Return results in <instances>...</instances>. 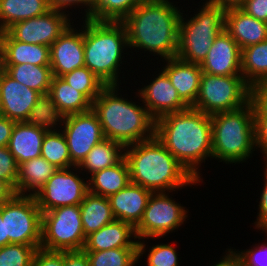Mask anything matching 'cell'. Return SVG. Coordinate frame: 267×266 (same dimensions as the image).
<instances>
[{
    "instance_id": "cell-1",
    "label": "cell",
    "mask_w": 267,
    "mask_h": 266,
    "mask_svg": "<svg viewBox=\"0 0 267 266\" xmlns=\"http://www.w3.org/2000/svg\"><path fill=\"white\" fill-rule=\"evenodd\" d=\"M154 135L195 179L200 180L198 164L207 157L213 158L210 115L191 107L168 113L155 120Z\"/></svg>"
},
{
    "instance_id": "cell-2",
    "label": "cell",
    "mask_w": 267,
    "mask_h": 266,
    "mask_svg": "<svg viewBox=\"0 0 267 266\" xmlns=\"http://www.w3.org/2000/svg\"><path fill=\"white\" fill-rule=\"evenodd\" d=\"M181 14L168 0H143L121 21L128 46L147 49L165 60L176 57Z\"/></svg>"
},
{
    "instance_id": "cell-3",
    "label": "cell",
    "mask_w": 267,
    "mask_h": 266,
    "mask_svg": "<svg viewBox=\"0 0 267 266\" xmlns=\"http://www.w3.org/2000/svg\"><path fill=\"white\" fill-rule=\"evenodd\" d=\"M130 147V148H129ZM130 149V150H129ZM131 183L152 192H165L200 182L166 149L155 135L125 146Z\"/></svg>"
},
{
    "instance_id": "cell-4",
    "label": "cell",
    "mask_w": 267,
    "mask_h": 266,
    "mask_svg": "<svg viewBox=\"0 0 267 266\" xmlns=\"http://www.w3.org/2000/svg\"><path fill=\"white\" fill-rule=\"evenodd\" d=\"M116 89L115 85L106 86L92 102L104 137L124 146L152 138L155 120L147 108L118 97Z\"/></svg>"
},
{
    "instance_id": "cell-5",
    "label": "cell",
    "mask_w": 267,
    "mask_h": 266,
    "mask_svg": "<svg viewBox=\"0 0 267 266\" xmlns=\"http://www.w3.org/2000/svg\"><path fill=\"white\" fill-rule=\"evenodd\" d=\"M84 63L106 86L117 84L123 47L128 46L121 22L93 21L85 18Z\"/></svg>"
},
{
    "instance_id": "cell-6",
    "label": "cell",
    "mask_w": 267,
    "mask_h": 266,
    "mask_svg": "<svg viewBox=\"0 0 267 266\" xmlns=\"http://www.w3.org/2000/svg\"><path fill=\"white\" fill-rule=\"evenodd\" d=\"M210 117L213 157L226 163L245 161L256 148L252 104L231 112L215 113Z\"/></svg>"
},
{
    "instance_id": "cell-7",
    "label": "cell",
    "mask_w": 267,
    "mask_h": 266,
    "mask_svg": "<svg viewBox=\"0 0 267 266\" xmlns=\"http://www.w3.org/2000/svg\"><path fill=\"white\" fill-rule=\"evenodd\" d=\"M199 11L188 22L180 16L177 57L200 65L214 39L224 30L225 9L205 2Z\"/></svg>"
},
{
    "instance_id": "cell-8",
    "label": "cell",
    "mask_w": 267,
    "mask_h": 266,
    "mask_svg": "<svg viewBox=\"0 0 267 266\" xmlns=\"http://www.w3.org/2000/svg\"><path fill=\"white\" fill-rule=\"evenodd\" d=\"M250 103V85L242 75L220 76L202 72L198 96L191 108L205 114L231 112Z\"/></svg>"
},
{
    "instance_id": "cell-9",
    "label": "cell",
    "mask_w": 267,
    "mask_h": 266,
    "mask_svg": "<svg viewBox=\"0 0 267 266\" xmlns=\"http://www.w3.org/2000/svg\"><path fill=\"white\" fill-rule=\"evenodd\" d=\"M85 240L80 205L62 206L42 213L40 248L80 251Z\"/></svg>"
},
{
    "instance_id": "cell-10",
    "label": "cell",
    "mask_w": 267,
    "mask_h": 266,
    "mask_svg": "<svg viewBox=\"0 0 267 266\" xmlns=\"http://www.w3.org/2000/svg\"><path fill=\"white\" fill-rule=\"evenodd\" d=\"M8 244L41 246L42 212L33 195L14 194L2 205Z\"/></svg>"
},
{
    "instance_id": "cell-11",
    "label": "cell",
    "mask_w": 267,
    "mask_h": 266,
    "mask_svg": "<svg viewBox=\"0 0 267 266\" xmlns=\"http://www.w3.org/2000/svg\"><path fill=\"white\" fill-rule=\"evenodd\" d=\"M0 114L15 122H30L47 117L46 98L14 80L2 68Z\"/></svg>"
},
{
    "instance_id": "cell-12",
    "label": "cell",
    "mask_w": 267,
    "mask_h": 266,
    "mask_svg": "<svg viewBox=\"0 0 267 266\" xmlns=\"http://www.w3.org/2000/svg\"><path fill=\"white\" fill-rule=\"evenodd\" d=\"M186 212L166 192H152L142 219L135 227L137 238H158L170 233L183 224L187 217Z\"/></svg>"
},
{
    "instance_id": "cell-13",
    "label": "cell",
    "mask_w": 267,
    "mask_h": 266,
    "mask_svg": "<svg viewBox=\"0 0 267 266\" xmlns=\"http://www.w3.org/2000/svg\"><path fill=\"white\" fill-rule=\"evenodd\" d=\"M69 169H58L34 195L42 213L62 206L79 205L84 200L88 182Z\"/></svg>"
},
{
    "instance_id": "cell-14",
    "label": "cell",
    "mask_w": 267,
    "mask_h": 266,
    "mask_svg": "<svg viewBox=\"0 0 267 266\" xmlns=\"http://www.w3.org/2000/svg\"><path fill=\"white\" fill-rule=\"evenodd\" d=\"M62 121L71 162L77 167L92 148L105 139L101 124L92 110L63 117L55 123Z\"/></svg>"
},
{
    "instance_id": "cell-15",
    "label": "cell",
    "mask_w": 267,
    "mask_h": 266,
    "mask_svg": "<svg viewBox=\"0 0 267 266\" xmlns=\"http://www.w3.org/2000/svg\"><path fill=\"white\" fill-rule=\"evenodd\" d=\"M64 13L51 9L41 16L14 23L6 32L14 40L50 47L71 24Z\"/></svg>"
},
{
    "instance_id": "cell-16",
    "label": "cell",
    "mask_w": 267,
    "mask_h": 266,
    "mask_svg": "<svg viewBox=\"0 0 267 266\" xmlns=\"http://www.w3.org/2000/svg\"><path fill=\"white\" fill-rule=\"evenodd\" d=\"M56 124L48 117L30 122H15L8 149L18 165L41 156L46 131Z\"/></svg>"
},
{
    "instance_id": "cell-17",
    "label": "cell",
    "mask_w": 267,
    "mask_h": 266,
    "mask_svg": "<svg viewBox=\"0 0 267 266\" xmlns=\"http://www.w3.org/2000/svg\"><path fill=\"white\" fill-rule=\"evenodd\" d=\"M69 25L50 46V67L53 76L61 77L85 66L84 31L76 32Z\"/></svg>"
},
{
    "instance_id": "cell-18",
    "label": "cell",
    "mask_w": 267,
    "mask_h": 266,
    "mask_svg": "<svg viewBox=\"0 0 267 266\" xmlns=\"http://www.w3.org/2000/svg\"><path fill=\"white\" fill-rule=\"evenodd\" d=\"M92 110V102L63 78L53 76L46 97V114L54 122L73 114Z\"/></svg>"
},
{
    "instance_id": "cell-19",
    "label": "cell",
    "mask_w": 267,
    "mask_h": 266,
    "mask_svg": "<svg viewBox=\"0 0 267 266\" xmlns=\"http://www.w3.org/2000/svg\"><path fill=\"white\" fill-rule=\"evenodd\" d=\"M241 55L242 49L224 29L214 39L200 67L202 72L210 75H242Z\"/></svg>"
},
{
    "instance_id": "cell-20",
    "label": "cell",
    "mask_w": 267,
    "mask_h": 266,
    "mask_svg": "<svg viewBox=\"0 0 267 266\" xmlns=\"http://www.w3.org/2000/svg\"><path fill=\"white\" fill-rule=\"evenodd\" d=\"M149 115L157 120L158 118L174 112H180L189 107L181 100L177 90L171 84L167 74L162 70L157 78L152 80L150 85L139 90Z\"/></svg>"
},
{
    "instance_id": "cell-21",
    "label": "cell",
    "mask_w": 267,
    "mask_h": 266,
    "mask_svg": "<svg viewBox=\"0 0 267 266\" xmlns=\"http://www.w3.org/2000/svg\"><path fill=\"white\" fill-rule=\"evenodd\" d=\"M224 29L241 49L267 40V23L257 20L240 7L225 9Z\"/></svg>"
},
{
    "instance_id": "cell-22",
    "label": "cell",
    "mask_w": 267,
    "mask_h": 266,
    "mask_svg": "<svg viewBox=\"0 0 267 266\" xmlns=\"http://www.w3.org/2000/svg\"><path fill=\"white\" fill-rule=\"evenodd\" d=\"M152 191L130 183L108 197L115 219L131 224L134 228L142 219Z\"/></svg>"
},
{
    "instance_id": "cell-23",
    "label": "cell",
    "mask_w": 267,
    "mask_h": 266,
    "mask_svg": "<svg viewBox=\"0 0 267 266\" xmlns=\"http://www.w3.org/2000/svg\"><path fill=\"white\" fill-rule=\"evenodd\" d=\"M168 61V62H167ZM163 71L175 87L181 100L192 107L198 96L202 69L199 64L186 62L179 57L166 59Z\"/></svg>"
},
{
    "instance_id": "cell-24",
    "label": "cell",
    "mask_w": 267,
    "mask_h": 266,
    "mask_svg": "<svg viewBox=\"0 0 267 266\" xmlns=\"http://www.w3.org/2000/svg\"><path fill=\"white\" fill-rule=\"evenodd\" d=\"M135 228L126 222L115 219L99 230L86 236L83 251H103L124 247H138Z\"/></svg>"
},
{
    "instance_id": "cell-25",
    "label": "cell",
    "mask_w": 267,
    "mask_h": 266,
    "mask_svg": "<svg viewBox=\"0 0 267 266\" xmlns=\"http://www.w3.org/2000/svg\"><path fill=\"white\" fill-rule=\"evenodd\" d=\"M3 65L34 64L50 66V47L14 40L6 31L0 33Z\"/></svg>"
},
{
    "instance_id": "cell-26",
    "label": "cell",
    "mask_w": 267,
    "mask_h": 266,
    "mask_svg": "<svg viewBox=\"0 0 267 266\" xmlns=\"http://www.w3.org/2000/svg\"><path fill=\"white\" fill-rule=\"evenodd\" d=\"M130 183L129 167L123 158L119 163L109 168L94 172L88 182V192L109 197Z\"/></svg>"
},
{
    "instance_id": "cell-27",
    "label": "cell",
    "mask_w": 267,
    "mask_h": 266,
    "mask_svg": "<svg viewBox=\"0 0 267 266\" xmlns=\"http://www.w3.org/2000/svg\"><path fill=\"white\" fill-rule=\"evenodd\" d=\"M58 170L42 156L27 160L19 165L17 178V194L34 191L27 195H35L47 180Z\"/></svg>"
},
{
    "instance_id": "cell-28",
    "label": "cell",
    "mask_w": 267,
    "mask_h": 266,
    "mask_svg": "<svg viewBox=\"0 0 267 266\" xmlns=\"http://www.w3.org/2000/svg\"><path fill=\"white\" fill-rule=\"evenodd\" d=\"M49 10L48 0H0V33L14 23L41 16Z\"/></svg>"
},
{
    "instance_id": "cell-29",
    "label": "cell",
    "mask_w": 267,
    "mask_h": 266,
    "mask_svg": "<svg viewBox=\"0 0 267 266\" xmlns=\"http://www.w3.org/2000/svg\"><path fill=\"white\" fill-rule=\"evenodd\" d=\"M79 205L85 236L115 220L108 197L88 192Z\"/></svg>"
},
{
    "instance_id": "cell-30",
    "label": "cell",
    "mask_w": 267,
    "mask_h": 266,
    "mask_svg": "<svg viewBox=\"0 0 267 266\" xmlns=\"http://www.w3.org/2000/svg\"><path fill=\"white\" fill-rule=\"evenodd\" d=\"M5 72L17 82L36 90L45 98L48 95L53 78L50 66L34 64L3 65Z\"/></svg>"
},
{
    "instance_id": "cell-31",
    "label": "cell",
    "mask_w": 267,
    "mask_h": 266,
    "mask_svg": "<svg viewBox=\"0 0 267 266\" xmlns=\"http://www.w3.org/2000/svg\"><path fill=\"white\" fill-rule=\"evenodd\" d=\"M121 150H125L122 143L105 138L92 148L77 168H84L92 175L119 163L124 158Z\"/></svg>"
},
{
    "instance_id": "cell-32",
    "label": "cell",
    "mask_w": 267,
    "mask_h": 266,
    "mask_svg": "<svg viewBox=\"0 0 267 266\" xmlns=\"http://www.w3.org/2000/svg\"><path fill=\"white\" fill-rule=\"evenodd\" d=\"M241 74L250 86L267 81V40L242 49Z\"/></svg>"
},
{
    "instance_id": "cell-33",
    "label": "cell",
    "mask_w": 267,
    "mask_h": 266,
    "mask_svg": "<svg viewBox=\"0 0 267 266\" xmlns=\"http://www.w3.org/2000/svg\"><path fill=\"white\" fill-rule=\"evenodd\" d=\"M145 243L138 241V247H124L103 251H84L89 266H133L144 254Z\"/></svg>"
},
{
    "instance_id": "cell-34",
    "label": "cell",
    "mask_w": 267,
    "mask_h": 266,
    "mask_svg": "<svg viewBox=\"0 0 267 266\" xmlns=\"http://www.w3.org/2000/svg\"><path fill=\"white\" fill-rule=\"evenodd\" d=\"M57 124L58 123L54 124L46 131L42 143L41 156L58 169L71 168V166L76 168V166L71 162L64 134L62 132L60 133V131L57 132L56 129H53Z\"/></svg>"
},
{
    "instance_id": "cell-35",
    "label": "cell",
    "mask_w": 267,
    "mask_h": 266,
    "mask_svg": "<svg viewBox=\"0 0 267 266\" xmlns=\"http://www.w3.org/2000/svg\"><path fill=\"white\" fill-rule=\"evenodd\" d=\"M143 0H95L92 15L93 21L121 22Z\"/></svg>"
},
{
    "instance_id": "cell-36",
    "label": "cell",
    "mask_w": 267,
    "mask_h": 266,
    "mask_svg": "<svg viewBox=\"0 0 267 266\" xmlns=\"http://www.w3.org/2000/svg\"><path fill=\"white\" fill-rule=\"evenodd\" d=\"M71 87L83 93L91 102L106 87L89 68L83 66L61 76Z\"/></svg>"
},
{
    "instance_id": "cell-37",
    "label": "cell",
    "mask_w": 267,
    "mask_h": 266,
    "mask_svg": "<svg viewBox=\"0 0 267 266\" xmlns=\"http://www.w3.org/2000/svg\"><path fill=\"white\" fill-rule=\"evenodd\" d=\"M36 251L33 245L10 243L0 247V266H32Z\"/></svg>"
},
{
    "instance_id": "cell-38",
    "label": "cell",
    "mask_w": 267,
    "mask_h": 266,
    "mask_svg": "<svg viewBox=\"0 0 267 266\" xmlns=\"http://www.w3.org/2000/svg\"><path fill=\"white\" fill-rule=\"evenodd\" d=\"M18 168L15 157L8 146L0 147V179L5 181L17 194Z\"/></svg>"
},
{
    "instance_id": "cell-39",
    "label": "cell",
    "mask_w": 267,
    "mask_h": 266,
    "mask_svg": "<svg viewBox=\"0 0 267 266\" xmlns=\"http://www.w3.org/2000/svg\"><path fill=\"white\" fill-rule=\"evenodd\" d=\"M147 262L148 266H178V257L173 246L160 244L152 246Z\"/></svg>"
},
{
    "instance_id": "cell-40",
    "label": "cell",
    "mask_w": 267,
    "mask_h": 266,
    "mask_svg": "<svg viewBox=\"0 0 267 266\" xmlns=\"http://www.w3.org/2000/svg\"><path fill=\"white\" fill-rule=\"evenodd\" d=\"M250 103L253 106L254 118H267V81L250 86Z\"/></svg>"
},
{
    "instance_id": "cell-41",
    "label": "cell",
    "mask_w": 267,
    "mask_h": 266,
    "mask_svg": "<svg viewBox=\"0 0 267 266\" xmlns=\"http://www.w3.org/2000/svg\"><path fill=\"white\" fill-rule=\"evenodd\" d=\"M241 266H267V245L262 244L253 249L237 253Z\"/></svg>"
},
{
    "instance_id": "cell-42",
    "label": "cell",
    "mask_w": 267,
    "mask_h": 266,
    "mask_svg": "<svg viewBox=\"0 0 267 266\" xmlns=\"http://www.w3.org/2000/svg\"><path fill=\"white\" fill-rule=\"evenodd\" d=\"M32 266H64V251H49L38 248Z\"/></svg>"
},
{
    "instance_id": "cell-43",
    "label": "cell",
    "mask_w": 267,
    "mask_h": 266,
    "mask_svg": "<svg viewBox=\"0 0 267 266\" xmlns=\"http://www.w3.org/2000/svg\"><path fill=\"white\" fill-rule=\"evenodd\" d=\"M240 8L257 20L267 23V0H244Z\"/></svg>"
},
{
    "instance_id": "cell-44",
    "label": "cell",
    "mask_w": 267,
    "mask_h": 266,
    "mask_svg": "<svg viewBox=\"0 0 267 266\" xmlns=\"http://www.w3.org/2000/svg\"><path fill=\"white\" fill-rule=\"evenodd\" d=\"M254 126L256 146L262 149L267 160V118H254Z\"/></svg>"
},
{
    "instance_id": "cell-45",
    "label": "cell",
    "mask_w": 267,
    "mask_h": 266,
    "mask_svg": "<svg viewBox=\"0 0 267 266\" xmlns=\"http://www.w3.org/2000/svg\"><path fill=\"white\" fill-rule=\"evenodd\" d=\"M83 4L86 7L88 6L86 10V19H89L92 15V10L94 8V3L95 0H48V4L51 9L55 10H64V8H67V6H72V5H79Z\"/></svg>"
},
{
    "instance_id": "cell-46",
    "label": "cell",
    "mask_w": 267,
    "mask_h": 266,
    "mask_svg": "<svg viewBox=\"0 0 267 266\" xmlns=\"http://www.w3.org/2000/svg\"><path fill=\"white\" fill-rule=\"evenodd\" d=\"M265 184H264V189L261 194V199H260V204H259V215L256 221V228H262L265 232H267V164H266V169H265Z\"/></svg>"
},
{
    "instance_id": "cell-47",
    "label": "cell",
    "mask_w": 267,
    "mask_h": 266,
    "mask_svg": "<svg viewBox=\"0 0 267 266\" xmlns=\"http://www.w3.org/2000/svg\"><path fill=\"white\" fill-rule=\"evenodd\" d=\"M64 266H89V260L83 250L64 251Z\"/></svg>"
},
{
    "instance_id": "cell-48",
    "label": "cell",
    "mask_w": 267,
    "mask_h": 266,
    "mask_svg": "<svg viewBox=\"0 0 267 266\" xmlns=\"http://www.w3.org/2000/svg\"><path fill=\"white\" fill-rule=\"evenodd\" d=\"M15 121L0 114V147L8 146Z\"/></svg>"
},
{
    "instance_id": "cell-49",
    "label": "cell",
    "mask_w": 267,
    "mask_h": 266,
    "mask_svg": "<svg viewBox=\"0 0 267 266\" xmlns=\"http://www.w3.org/2000/svg\"><path fill=\"white\" fill-rule=\"evenodd\" d=\"M228 252L227 256L222 257L223 259L213 266H241V259L237 253L231 249Z\"/></svg>"
},
{
    "instance_id": "cell-50",
    "label": "cell",
    "mask_w": 267,
    "mask_h": 266,
    "mask_svg": "<svg viewBox=\"0 0 267 266\" xmlns=\"http://www.w3.org/2000/svg\"><path fill=\"white\" fill-rule=\"evenodd\" d=\"M14 194V190L5 181L0 179V207L5 204Z\"/></svg>"
},
{
    "instance_id": "cell-51",
    "label": "cell",
    "mask_w": 267,
    "mask_h": 266,
    "mask_svg": "<svg viewBox=\"0 0 267 266\" xmlns=\"http://www.w3.org/2000/svg\"><path fill=\"white\" fill-rule=\"evenodd\" d=\"M207 2L224 9H228L233 7H240L243 4L244 0H209Z\"/></svg>"
},
{
    "instance_id": "cell-52",
    "label": "cell",
    "mask_w": 267,
    "mask_h": 266,
    "mask_svg": "<svg viewBox=\"0 0 267 266\" xmlns=\"http://www.w3.org/2000/svg\"><path fill=\"white\" fill-rule=\"evenodd\" d=\"M8 245V237H5V218H2V206L0 207V247Z\"/></svg>"
},
{
    "instance_id": "cell-53",
    "label": "cell",
    "mask_w": 267,
    "mask_h": 266,
    "mask_svg": "<svg viewBox=\"0 0 267 266\" xmlns=\"http://www.w3.org/2000/svg\"><path fill=\"white\" fill-rule=\"evenodd\" d=\"M3 68L2 43L0 40V70Z\"/></svg>"
},
{
    "instance_id": "cell-54",
    "label": "cell",
    "mask_w": 267,
    "mask_h": 266,
    "mask_svg": "<svg viewBox=\"0 0 267 266\" xmlns=\"http://www.w3.org/2000/svg\"><path fill=\"white\" fill-rule=\"evenodd\" d=\"M1 83H2V69L0 70V89H1Z\"/></svg>"
}]
</instances>
